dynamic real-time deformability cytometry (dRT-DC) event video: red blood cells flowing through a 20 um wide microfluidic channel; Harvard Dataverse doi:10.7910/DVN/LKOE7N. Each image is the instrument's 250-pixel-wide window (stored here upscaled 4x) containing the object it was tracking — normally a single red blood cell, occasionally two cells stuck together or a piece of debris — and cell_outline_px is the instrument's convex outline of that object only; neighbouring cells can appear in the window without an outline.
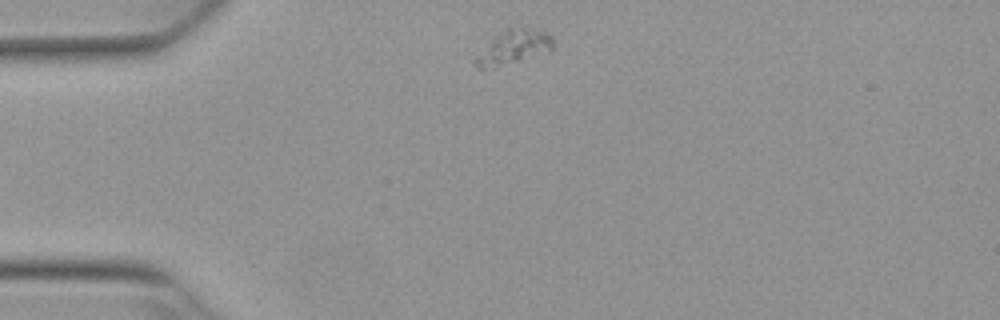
{"species": "Egyptian fruit bat (a non-hibernating species)", "species_latin": "Rousettus aegyptiacus", "temperature_condition": "warm", "stored_images_in_passage": 43, "camera_frame_rate_fps": 3000, "um_per_image_px": 0.085, "animal": {"sex": "female"}, "frame": {"image": 1, "passage_image": 1, "time_ms": 0.0, "image_size_px": [1000, 320], "cell_outline_px": [[552, 48], [548, 52], [484, 72], [476, 68], [472, 64], [472, 60], [476, 56], [508, 28], [524, 28], [544, 32], [552, 36]], "centroid_in_image_um": [43.6, 4.12], "position_along_channel_um": 41.4, "area_um2": 15.14}}
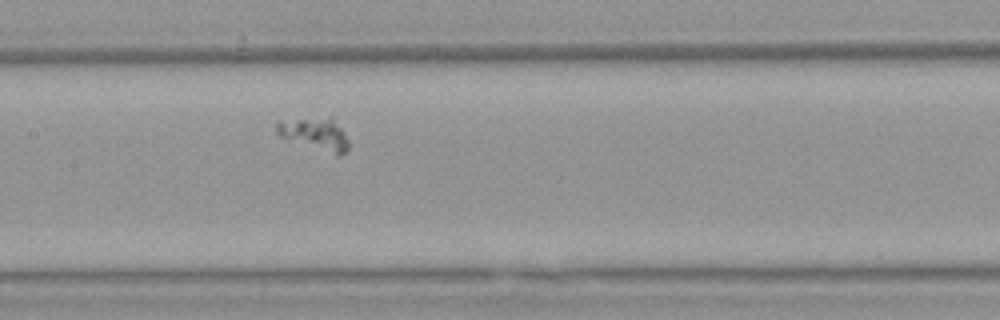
{"frame": {"image": 2, "passage_image": 15, "time_ms": 4.667, "image_size_px": [1000, 320], "cell_outline_px": [[348, 148], [340, 156], [336, 156], [280, 136], [276, 132], [276, 120], [328, 116], [332, 116], [344, 132], [348, 140]], "centroid_in_image_um": [26.78, 11.35], "position_along_channel_um": 180.6, "area_um2": 13.87}}
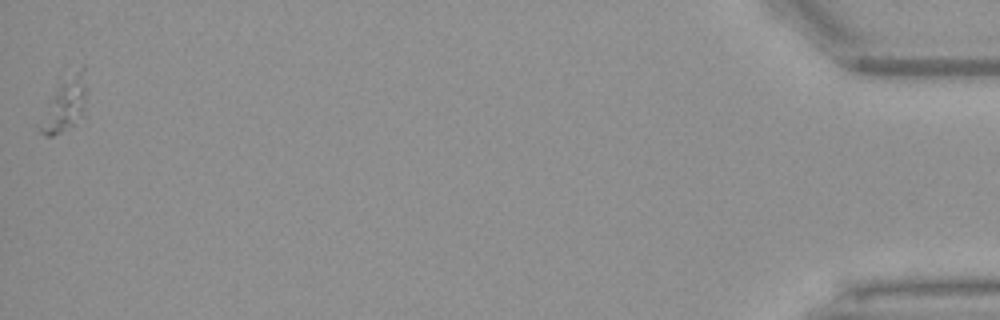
{"frame": {"image": 3, "passage_image": 43, "time_ms": 14.0, "image_size_px": [1000, 320], "cell_outline_px": [[84, 116], [68, 128], [52, 136], [44, 136], [40, 132], [36, 124], [60, 80], [84, 64]], "centroid_in_image_um": [5.45, 8.9], "position_along_channel_um": 429.7, "area_um2": 14.62}}